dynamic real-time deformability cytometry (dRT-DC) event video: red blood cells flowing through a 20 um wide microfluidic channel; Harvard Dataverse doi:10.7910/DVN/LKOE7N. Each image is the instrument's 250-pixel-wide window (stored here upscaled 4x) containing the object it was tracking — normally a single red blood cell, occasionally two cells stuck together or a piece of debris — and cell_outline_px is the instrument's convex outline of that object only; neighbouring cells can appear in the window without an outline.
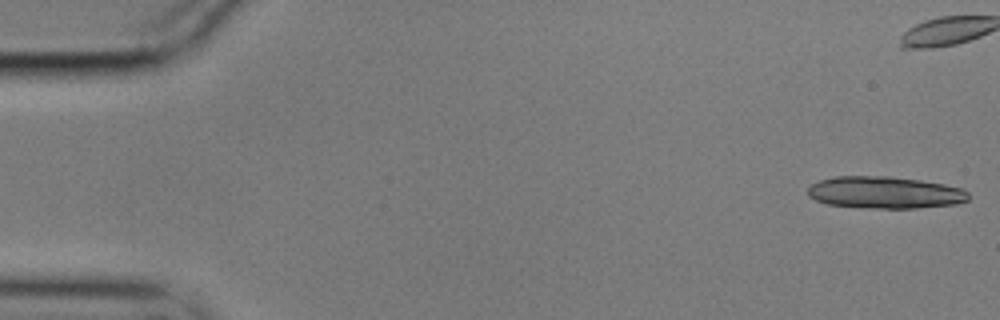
{"species": "common noctule bat (a hibernating species)", "species_latin": "Nyctalus noctula", "temperature_condition": "cold", "stored_images_in_passage": 45, "camera_frame_rate_fps": 3000, "um_per_image_px": 0.085, "animal": {"sex": "male", "body_mass_g": 17.9}, "frame": {"image": 1, "passage_image": 1, "time_ms": 0.0, "image_size_px": [1000, 320], "cell_outline_px": [[968, 200], [956, 204], [916, 208], [872, 208], [828, 204], [816, 200], [808, 196], [808, 188], [812, 184], [820, 180], [836, 176], [888, 176], [920, 180], [944, 184], [964, 188], [968, 192]], "centroid_in_image_um": [75.24, 16.36], "position_along_channel_um": 9.8, "area_um2": 29.94}, "authors_computed_cell_mechanics": {"area_um2": 17.8024, "velocity_mm_per_s": 3.5281, "shape_relaxation_time_tau1_ms": 7.2435, "shape_relaxation_time_tau2_ms": null, "deformation_change_tau1": 0.2341, "deformation_change_tau2": null}}